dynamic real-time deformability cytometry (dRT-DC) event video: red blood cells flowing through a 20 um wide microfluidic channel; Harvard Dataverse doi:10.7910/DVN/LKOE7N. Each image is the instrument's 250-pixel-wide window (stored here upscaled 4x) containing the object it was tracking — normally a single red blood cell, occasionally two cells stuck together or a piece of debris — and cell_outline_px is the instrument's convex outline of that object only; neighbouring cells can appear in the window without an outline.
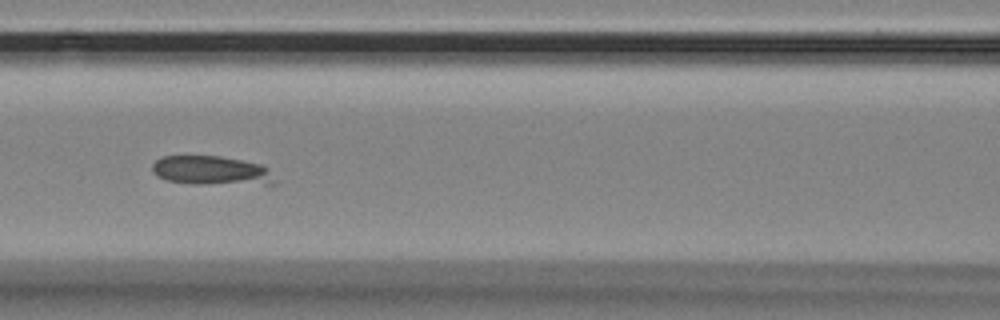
{"species": "Egyptian fruit bat (a non-hibernating species)", "species_latin": "Rousettus aegyptiacus", "temperature_condition": "room temperature", "stored_images_in_passage": 18, "camera_frame_rate_fps": 3000, "um_per_image_px": 0.085, "animal": {"sex": "female"}, "frame": {"image": 1, "passage_image": 10, "time_ms": 3.0, "image_size_px": [1000, 320], "cell_outline_px": [[276, 184], [192, 184], [168, 180], [156, 176], [152, 172], [152, 164], [160, 156], [220, 156], [260, 164], [268, 168]], "centroid_in_image_um": [17.93, 14.5], "position_along_channel_um": 148.7, "area_um2": 20.81}}
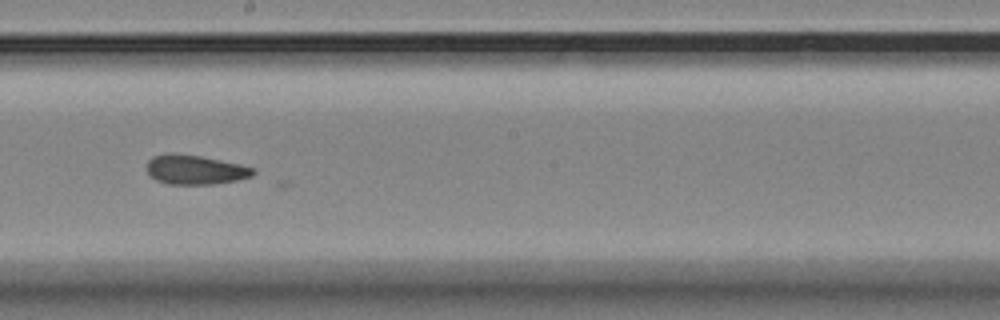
{"frame": {"image": 2, "passage_image": 17, "time_ms": 5.333, "image_size_px": [1000, 320], "cell_outline_px": [[256, 172], [252, 176], [236, 180], [212, 184], [168, 184], [156, 180], [148, 172], [148, 160], [152, 156], [168, 152], [172, 152], [200, 156], [240, 164], [256, 168]], "centroid_in_image_um": [16.6, 14.41], "position_along_channel_um": 231.6, "area_um2": 18.26}}